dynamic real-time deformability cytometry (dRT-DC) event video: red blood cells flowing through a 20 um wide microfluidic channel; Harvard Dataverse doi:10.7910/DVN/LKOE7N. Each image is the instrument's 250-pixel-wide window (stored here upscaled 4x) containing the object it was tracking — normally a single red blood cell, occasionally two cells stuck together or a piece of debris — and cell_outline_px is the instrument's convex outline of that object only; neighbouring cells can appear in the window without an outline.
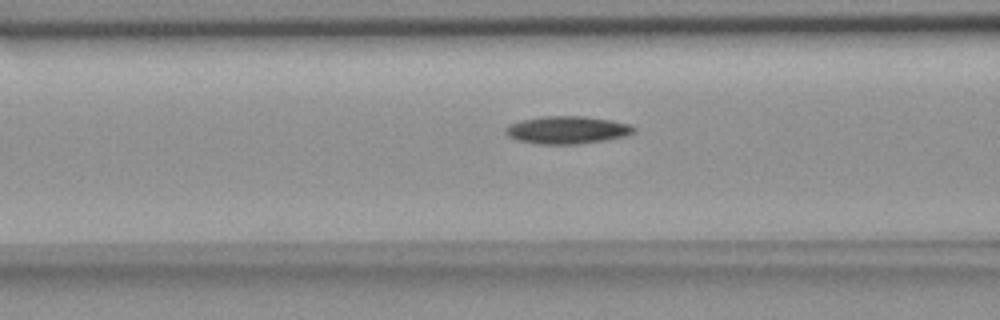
{"species": "common noctule bat (a hibernating species)", "species_latin": "Nyctalus noctula", "temperature_condition": "room temperature", "stored_images_in_passage": 40, "camera_frame_rate_fps": 3000, "um_per_image_px": 0.085, "animal": {"sex": "female", "body_mass_g": 18.4}, "frame": {"image": 1, "passage_image": 18, "time_ms": 5.667, "image_size_px": [1000, 320], "cell_outline_px": [[636, 128], [632, 132], [624, 136], [604, 140], [572, 144], [536, 144], [520, 140], [508, 136], [504, 132], [504, 128], [508, 124], [520, 120], [544, 116], [580, 116], [612, 120], [632, 124]], "centroid_in_image_um": [48.17, 11.03], "position_along_channel_um": 118.4, "area_um2": 20.58}}
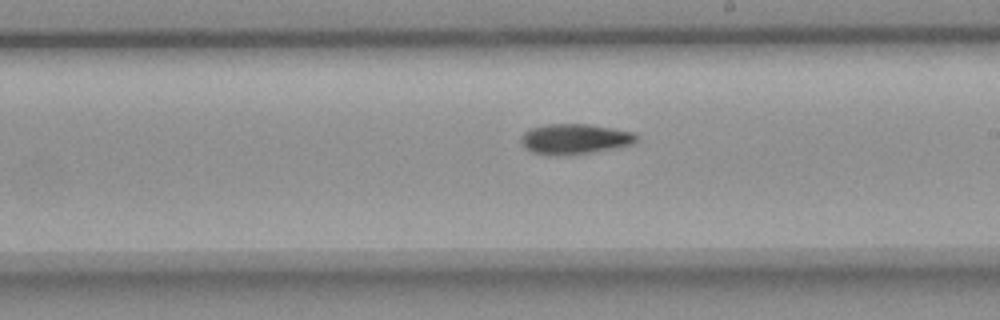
{"frame": {"image": 2, "passage_image": 28, "time_ms": 9.0, "image_size_px": [1000, 320], "cell_outline_px": [[640, 140], [628, 144], [588, 152], [556, 156], [552, 156], [532, 152], [524, 148], [520, 140], [524, 132], [532, 128], [548, 124], [588, 124], [636, 132], [640, 136]], "centroid_in_image_um": [48.83, 11.8], "position_along_channel_um": 240.2, "area_um2": 20.17}}
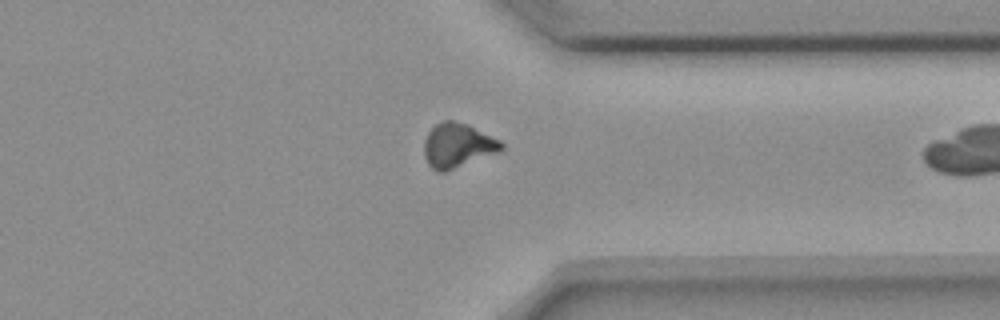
{"frame": {"image": 3, "passage_image": 39, "time_ms": 12.667, "image_size_px": [1000, 320], "cell_outline_px": [[504, 148], [496, 152], [444, 172], [436, 172], [428, 164], [424, 156], [424, 140], [428, 132], [436, 124], [444, 120], [452, 120], [468, 124], [500, 140], [504, 144]], "centroid_in_image_um": [38.87, 12.35], "position_along_channel_um": 372.5, "area_um2": 19.77}}